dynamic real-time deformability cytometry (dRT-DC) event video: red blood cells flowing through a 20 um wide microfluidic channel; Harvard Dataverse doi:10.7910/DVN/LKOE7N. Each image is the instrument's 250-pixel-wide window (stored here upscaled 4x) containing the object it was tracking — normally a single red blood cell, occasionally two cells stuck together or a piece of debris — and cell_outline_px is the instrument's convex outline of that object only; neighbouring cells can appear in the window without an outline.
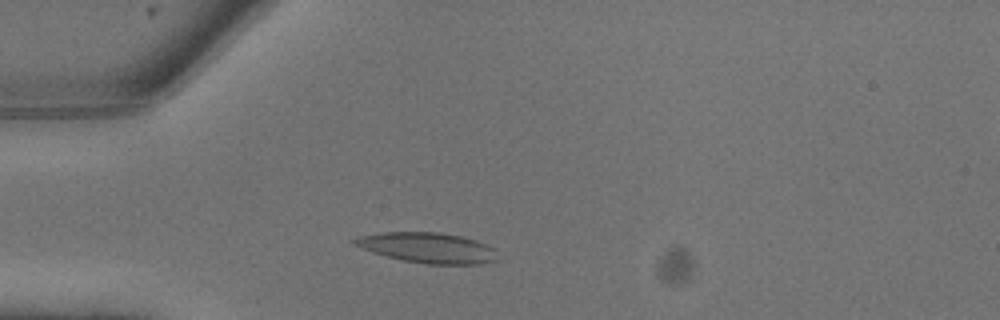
{"species": "common noctule bat (a hibernating species)", "species_latin": "Nyctalus noctula", "temperature_condition": "warm", "stored_images_in_passage": 14, "camera_frame_rate_fps": 3000, "um_per_image_px": 0.085, "animal": {"sex": "male", "body_mass_g": 13.3}, "frame": {"image": 1, "passage_image": 5, "time_ms": 1.333, "image_size_px": [1000, 320], "cell_outline_px": [[496, 260], [480, 264], [428, 264], [404, 260], [372, 252], [356, 244], [352, 240], [360, 236], [380, 232], [436, 232], [460, 236], [476, 240], [496, 248]], "centroid_in_image_um": [36.4, 21.05], "position_along_channel_um": 48.6, "area_um2": 24.97}}
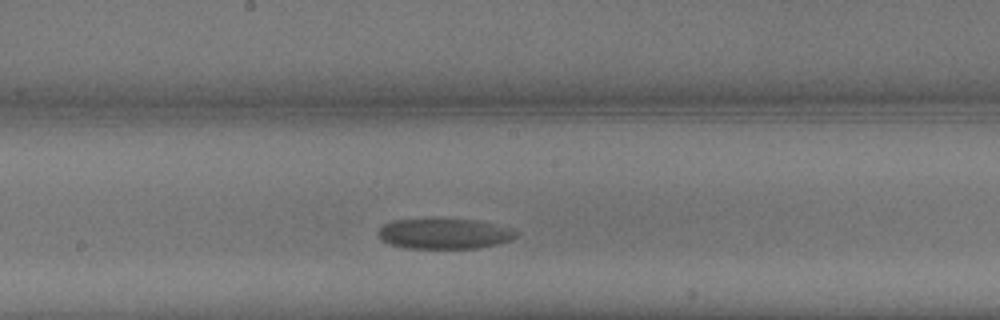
{"frame": {"image": 2, "passage_image": 12, "time_ms": 3.667, "image_size_px": [1000, 320], "cell_outline_px": [[520, 232], [516, 236], [508, 240], [496, 244], [476, 248], [408, 248], [392, 244], [380, 240], [376, 232], [384, 224], [392, 220], [472, 220], [512, 228]], "centroid_in_image_um": [37.74, 19.87], "position_along_channel_um": 210.5, "area_um2": 23.93}}
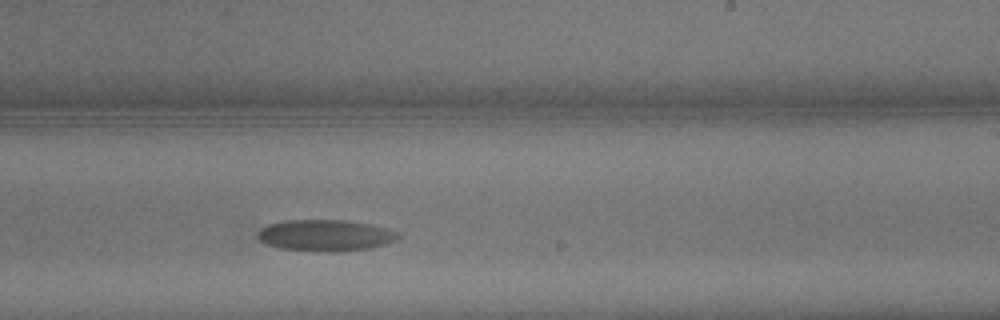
{"frame": {"image": 3, "passage_image": 14, "time_ms": 4.333, "image_size_px": [1000, 320], "cell_outline_px": [[400, 236], [396, 240], [372, 248], [332, 252], [324, 252], [280, 248], [268, 244], [260, 240], [256, 236], [256, 232], [260, 228], [268, 224], [284, 220], [348, 220], [388, 228], [400, 232]], "centroid_in_image_um": [27.66, 20.0], "position_along_channel_um": 261.3, "area_um2": 25.89}}